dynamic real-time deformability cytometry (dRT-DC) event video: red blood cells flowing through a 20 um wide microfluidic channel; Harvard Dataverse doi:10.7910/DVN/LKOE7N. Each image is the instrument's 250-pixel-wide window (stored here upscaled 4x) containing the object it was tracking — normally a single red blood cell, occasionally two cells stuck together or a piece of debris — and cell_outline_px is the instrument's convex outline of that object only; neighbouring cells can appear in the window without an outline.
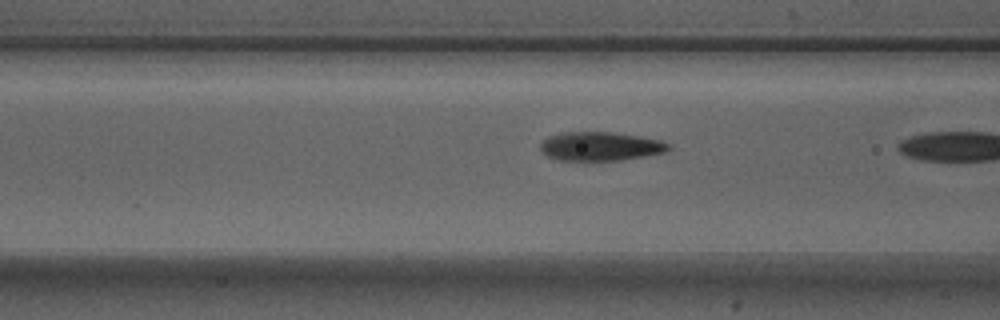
{"species": "Egyptian fruit bat (a non-hibernating species)", "species_latin": "Rousettus aegyptiacus", "temperature_condition": "warm", "stored_images_in_passage": 5, "camera_frame_rate_fps": 3000, "um_per_image_px": 0.085, "animal": {"sex": "male"}, "frame": {"image": 1, "passage_image": 4, "time_ms": 1.0, "image_size_px": [1000, 320], "cell_outline_px": [[672, 148], [664, 152], [620, 160], [560, 160], [548, 156], [540, 148], [540, 144], [548, 136], [564, 132], [612, 132], [640, 136], [660, 140], [672, 144]], "centroid_in_image_um": [51.06, 12.42], "position_along_channel_um": 115.5, "area_um2": 21.39}}